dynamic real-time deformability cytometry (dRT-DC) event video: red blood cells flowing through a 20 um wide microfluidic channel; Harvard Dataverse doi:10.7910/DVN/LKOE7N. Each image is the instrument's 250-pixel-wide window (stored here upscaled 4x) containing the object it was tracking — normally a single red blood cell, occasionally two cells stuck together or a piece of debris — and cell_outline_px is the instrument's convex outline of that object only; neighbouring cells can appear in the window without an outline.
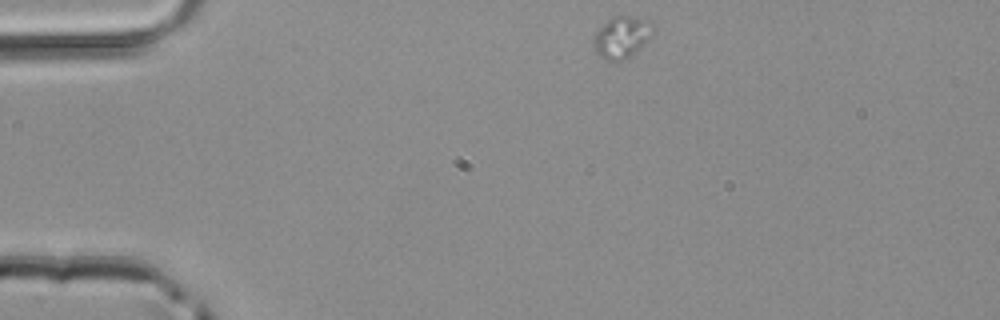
{"species": "common noctule bat (a hibernating species)", "species_latin": "Nyctalus noctula", "temperature_condition": "room temperature", "stored_images_in_passage": 9, "camera_frame_rate_fps": 3000, "um_per_image_px": 0.085, "animal": {"sex": "male", "body_mass_g": 20.4}, "frame": {"image": 1, "passage_image": 1, "time_ms": 0.0, "image_size_px": [1000, 320], "cell_outline_px": [[656, 28], [640, 48], [628, 60], [604, 60], [596, 52], [592, 44], [592, 40], [596, 32], [612, 16], [632, 16], [652, 24]], "centroid_in_image_um": [52.82, 3.19], "position_along_channel_um": 32.2, "area_um2": 14.33}}